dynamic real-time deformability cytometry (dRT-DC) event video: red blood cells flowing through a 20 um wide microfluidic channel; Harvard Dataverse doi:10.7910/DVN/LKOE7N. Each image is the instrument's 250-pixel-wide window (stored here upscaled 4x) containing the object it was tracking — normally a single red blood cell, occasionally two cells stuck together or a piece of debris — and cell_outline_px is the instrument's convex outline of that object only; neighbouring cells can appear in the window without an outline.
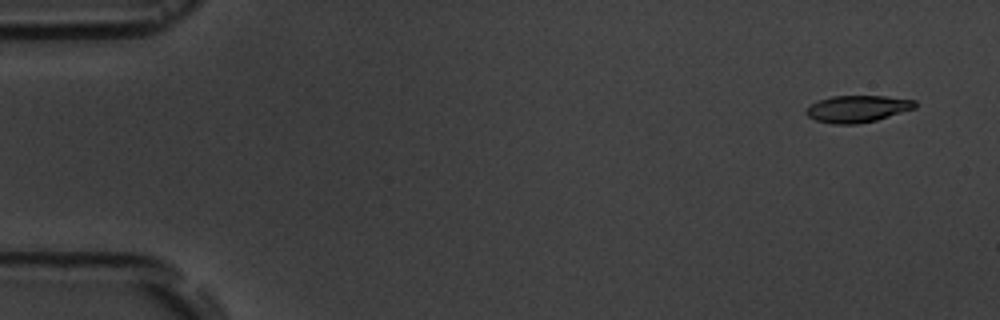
{"species": "common noctule bat (a hibernating species)", "species_latin": "Nyctalus noctula", "temperature_condition": "room temperature", "stored_images_in_passage": 4, "camera_frame_rate_fps": 3000, "um_per_image_px": 0.085, "animal": {"sex": "male", "body_mass_g": 19.5, "forearm_length_mm": 54.6}, "frame": {"image": 1, "passage_image": 1, "time_ms": 0.0, "image_size_px": [1000, 320], "cell_outline_px": [[916, 108], [876, 120], [856, 124], [832, 124], [816, 120], [808, 116], [804, 112], [812, 104], [820, 100], [832, 96], [884, 96], [916, 100]], "centroid_in_image_um": [72.9, 9.25], "position_along_channel_um": 12.1, "area_um2": 16.94}}
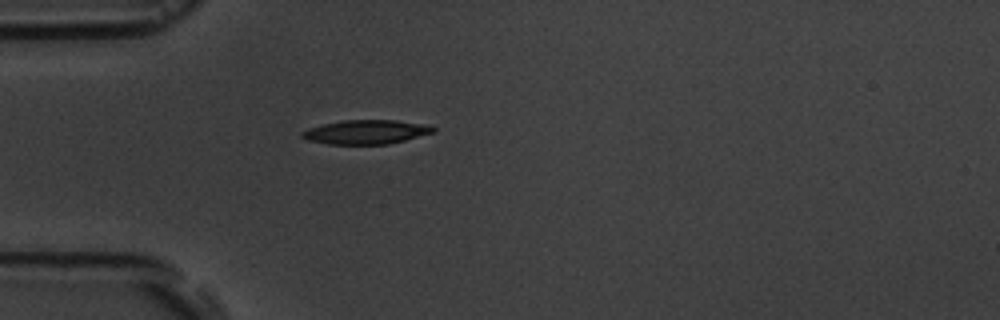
{"frame": {"image": 2, "passage_image": 4, "time_ms": 4.333, "image_size_px": [1000, 320], "cell_outline_px": [[436, 132], [388, 144], [328, 144], [308, 140], [300, 136], [300, 132], [308, 128], [324, 124], [344, 120], [396, 120], [420, 124], [436, 128]], "centroid_in_image_um": [31.08, 11.22], "position_along_channel_um": 53.9, "area_um2": 18.26}}